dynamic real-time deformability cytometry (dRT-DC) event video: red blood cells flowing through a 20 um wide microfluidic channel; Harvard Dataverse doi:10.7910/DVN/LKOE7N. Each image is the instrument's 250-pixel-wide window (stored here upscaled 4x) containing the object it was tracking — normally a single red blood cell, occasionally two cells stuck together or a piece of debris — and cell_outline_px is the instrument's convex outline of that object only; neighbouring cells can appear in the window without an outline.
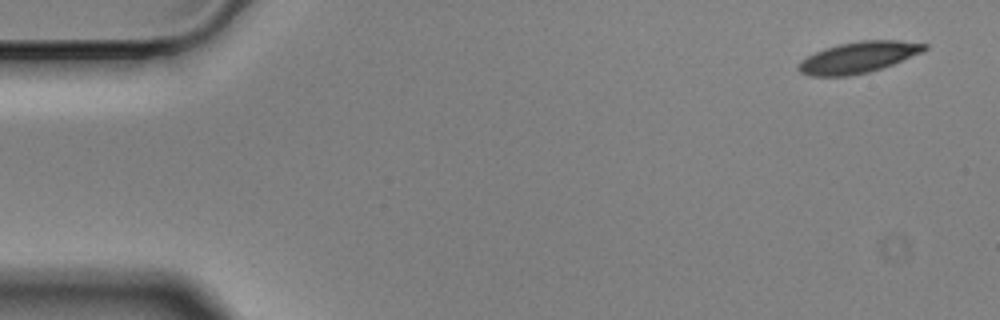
{"species": "Egyptian fruit bat (a non-hibernating species)", "species_latin": "Rousettus aegyptiacus", "temperature_condition": "cold", "stored_images_in_passage": 55, "camera_frame_rate_fps": 3000, "um_per_image_px": 0.085, "animal": {"sex": "male"}, "frame": {"image": 1, "passage_image": 1, "time_ms": 0.0, "image_size_px": [1000, 320], "cell_outline_px": [[928, 48], [920, 52], [892, 64], [868, 72], [848, 76], [808, 76], [800, 72], [796, 68], [796, 64], [800, 60], [824, 48], [840, 44], [860, 40], [900, 40], [928, 44]], "centroid_in_image_um": [72.9, 4.87], "position_along_channel_um": 12.1, "area_um2": 22.77}}
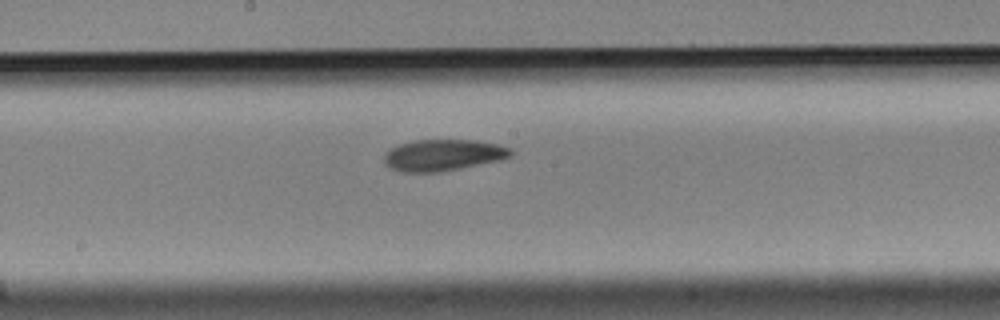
{"frame": {"image": 2, "passage_image": 28, "time_ms": 9.0, "image_size_px": [1000, 320], "cell_outline_px": [[512, 156], [500, 160], [440, 172], [400, 172], [388, 168], [384, 164], [384, 152], [400, 144], [416, 140], [476, 140], [496, 144], [512, 148]], "centroid_in_image_um": [37.63, 13.19], "position_along_channel_um": 210.6, "area_um2": 23.29}}
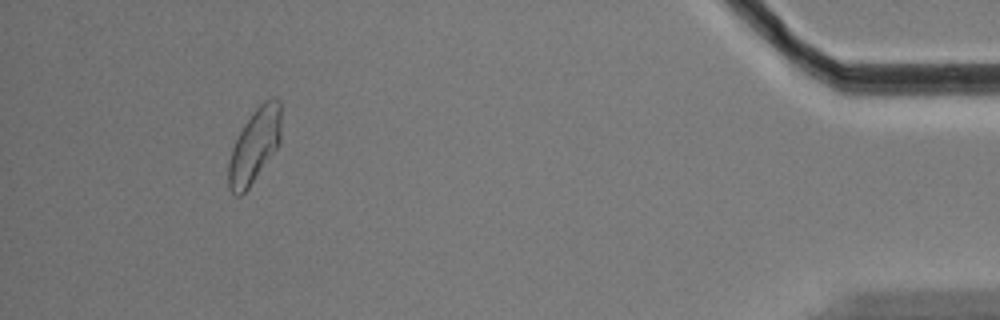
{"frame": {"image": 3, "passage_image": 51, "time_ms": 16.667, "image_size_px": [1000, 320], "cell_outline_px": [[280, 144], [248, 188], [240, 196], [236, 196], [228, 188], [228, 164], [232, 148], [244, 124], [252, 112], [264, 100], [280, 100]], "centroid_in_image_um": [21.62, 12.41], "position_along_channel_um": 413.6, "area_um2": 22.37}, "authors_computed_cell_mechanics": {"area_um2": 23.1778, "velocity_mm_per_s": 3.4978, "shape_relaxation_time_tau1_ms": 6.8354, "shape_relaxation_time_tau2_ms": null, "deformation_change_tau1": 0.1421, "deformation_change_tau2": null}}